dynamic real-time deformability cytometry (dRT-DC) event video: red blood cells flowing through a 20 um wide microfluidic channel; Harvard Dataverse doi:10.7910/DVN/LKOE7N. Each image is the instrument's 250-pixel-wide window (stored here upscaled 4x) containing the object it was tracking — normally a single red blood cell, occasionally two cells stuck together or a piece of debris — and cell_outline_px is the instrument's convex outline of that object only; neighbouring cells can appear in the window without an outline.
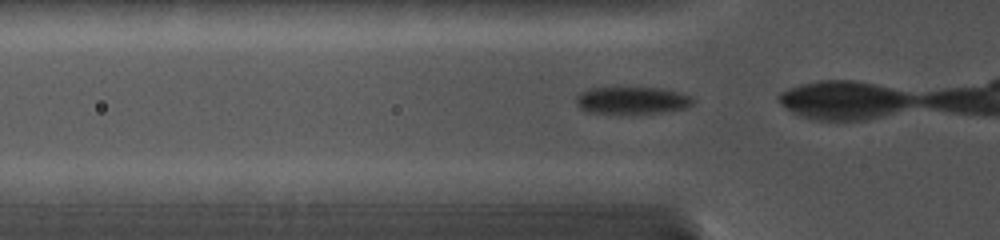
{"species": "common noctule bat (a hibernating species)", "species_latin": "Nyctalus noctula", "temperature_condition": "cold", "stored_images_in_passage": 5, "camera_frame_rate_fps": 5000, "um_per_image_px": 0.085, "animal": {"sex": "female", "body_mass_g": 19.0, "forearm_length_mm": 56.7}, "frame": {"image": 1, "passage_image": 2, "time_ms": 0.4, "image_size_px": [1000, 240], "cell_outline_px": [[696, 100], [688, 108], [660, 112], [584, 112], [576, 104], [576, 96], [580, 92], [588, 88], [664, 88], [692, 96]], "centroid_in_image_um": [53.74, 8.51], "position_along_channel_um": 72.1, "area_um2": 18.32}}